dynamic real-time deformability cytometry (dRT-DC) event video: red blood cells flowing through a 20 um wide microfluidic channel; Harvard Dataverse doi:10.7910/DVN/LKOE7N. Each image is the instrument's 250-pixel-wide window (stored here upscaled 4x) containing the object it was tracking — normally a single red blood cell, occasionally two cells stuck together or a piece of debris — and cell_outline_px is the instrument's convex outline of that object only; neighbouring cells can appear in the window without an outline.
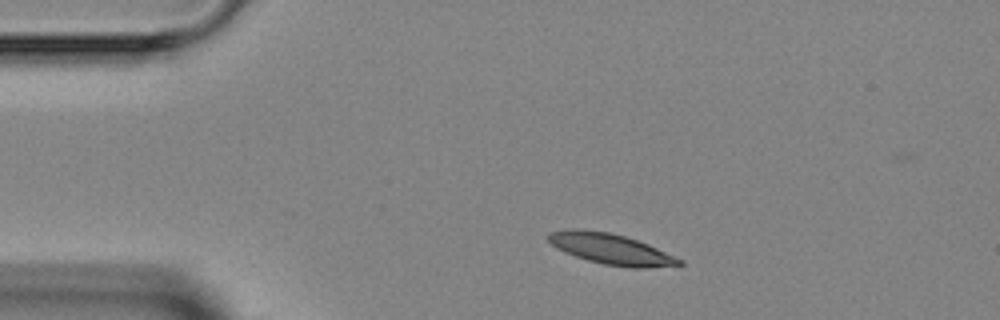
{"species": "Egyptian fruit bat (a non-hibernating species)", "species_latin": "Rousettus aegyptiacus", "temperature_condition": "room temperature", "stored_images_in_passage": 2, "camera_frame_rate_fps": 3000, "um_per_image_px": 0.085, "animal": {"sex": "female"}, "frame": {"image": 1, "passage_image": 1, "time_ms": 0.0, "image_size_px": [1000, 320], "cell_outline_px": [[684, 264], [648, 268], [632, 268], [604, 264], [588, 260], [564, 252], [556, 248], [548, 240], [548, 232], [572, 228], [576, 228], [608, 232], [624, 236], [648, 244], [684, 260]], "centroid_in_image_um": [51.92, 21.16], "position_along_channel_um": 33.1, "area_um2": 23.35}}